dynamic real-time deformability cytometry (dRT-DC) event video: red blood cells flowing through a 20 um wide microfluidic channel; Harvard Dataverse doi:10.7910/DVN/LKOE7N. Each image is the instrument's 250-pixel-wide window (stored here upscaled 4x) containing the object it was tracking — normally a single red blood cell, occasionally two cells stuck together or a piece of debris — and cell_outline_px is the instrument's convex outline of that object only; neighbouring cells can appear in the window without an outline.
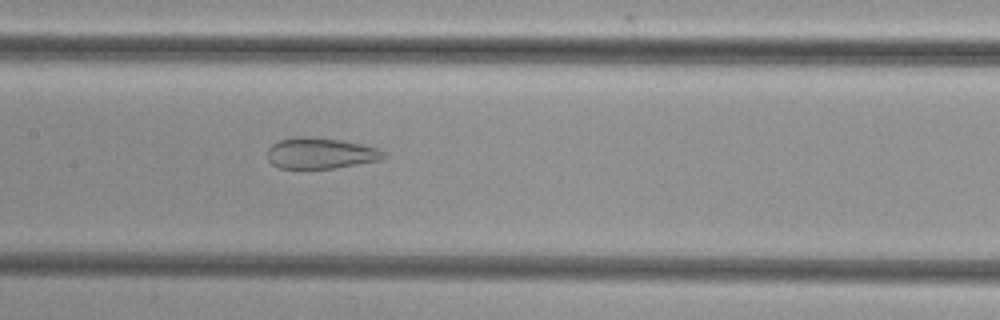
{"species": "common noctule bat (a hibernating species)", "species_latin": "Nyctalus noctula", "temperature_condition": "cold", "stored_images_in_passage": 45, "camera_frame_rate_fps": 3000, "um_per_image_px": 0.085, "animal": {"sex": "female", "body_mass_g": 29.2, "forearm_length_mm": 56.3}, "frame": {"image": 1, "passage_image": 19, "time_ms": 6.0, "image_size_px": [1000, 320], "cell_outline_px": [[384, 156], [380, 160], [336, 168], [280, 168], [272, 164], [268, 160], [268, 148], [272, 144], [280, 140], [292, 136], [308, 136], [340, 140], [380, 148], [384, 152]], "centroid_in_image_um": [27.22, 13.02], "position_along_channel_um": 180.2, "area_um2": 20.98}}
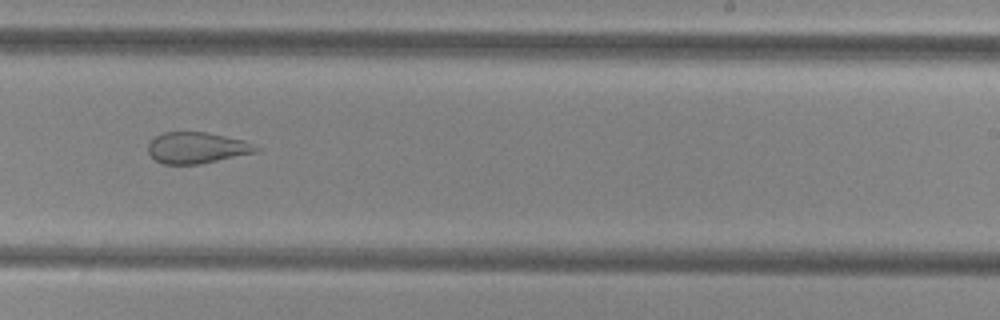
{"frame": {"image": 2, "passage_image": 26, "time_ms": 8.333, "image_size_px": [1000, 320], "cell_outline_px": [[260, 148], [256, 152], [200, 164], [164, 164], [156, 160], [148, 152], [148, 144], [156, 136], [164, 132], [204, 132], [244, 140]], "centroid_in_image_um": [16.72, 12.56], "position_along_channel_um": 272.3, "area_um2": 19.36}}
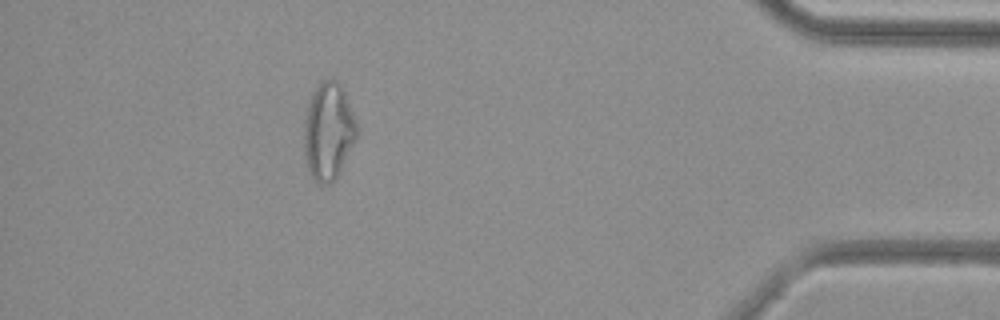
{"frame": {"image": 3, "passage_image": 40, "time_ms": 13.0, "image_size_px": [1000, 320], "cell_outline_px": [[356, 140], [340, 172], [332, 184], [320, 184], [312, 176], [308, 168], [304, 156], [304, 120], [312, 92], [320, 80], [336, 80], [340, 84], [348, 100], [356, 120]], "centroid_in_image_um": [27.91, 11.17], "position_along_channel_um": 407.3, "area_um2": 29.94}}